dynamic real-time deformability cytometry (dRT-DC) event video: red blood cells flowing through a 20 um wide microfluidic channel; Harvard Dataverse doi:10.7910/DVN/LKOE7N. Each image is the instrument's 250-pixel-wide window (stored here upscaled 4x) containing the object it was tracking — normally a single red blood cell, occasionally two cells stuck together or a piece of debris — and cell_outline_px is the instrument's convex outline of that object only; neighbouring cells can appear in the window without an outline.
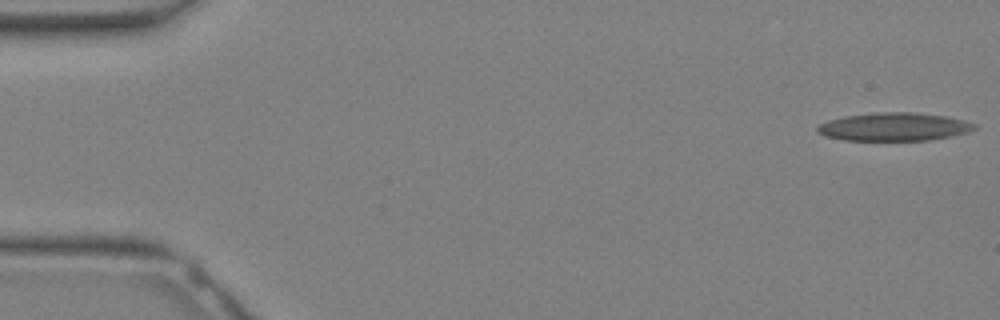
{"species": "Egyptian fruit bat (a non-hibernating species)", "species_latin": "Rousettus aegyptiacus", "temperature_condition": "warm", "stored_images_in_passage": 12, "camera_frame_rate_fps": 3000, "um_per_image_px": 0.085, "animal": {"sex": "female"}, "frame": {"image": 1, "passage_image": 1, "time_ms": 0.0, "image_size_px": [1000, 320], "cell_outline_px": [[976, 128], [968, 132], [928, 140], [844, 140], [824, 136], [816, 132], [816, 128], [820, 124], [828, 120], [844, 116], [876, 112], [912, 112], [944, 116], [964, 120], [976, 124]], "centroid_in_image_um": [75.95, 10.77], "position_along_channel_um": 9.1, "area_um2": 25.66}}
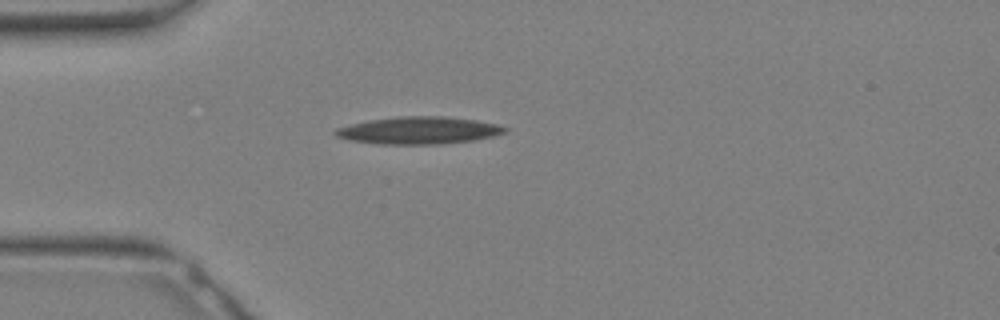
{"frame": {"image": 2, "passage_image": 9, "time_ms": 2.667, "image_size_px": [1000, 320], "cell_outline_px": [[508, 132], [492, 136], [472, 140], [440, 144], [376, 144], [348, 140], [336, 136], [332, 132], [336, 128], [368, 120], [400, 116], [444, 116], [476, 120], [496, 124], [508, 128]], "centroid_in_image_um": [35.57, 11.08], "position_along_channel_um": 49.4, "area_um2": 26.99}}
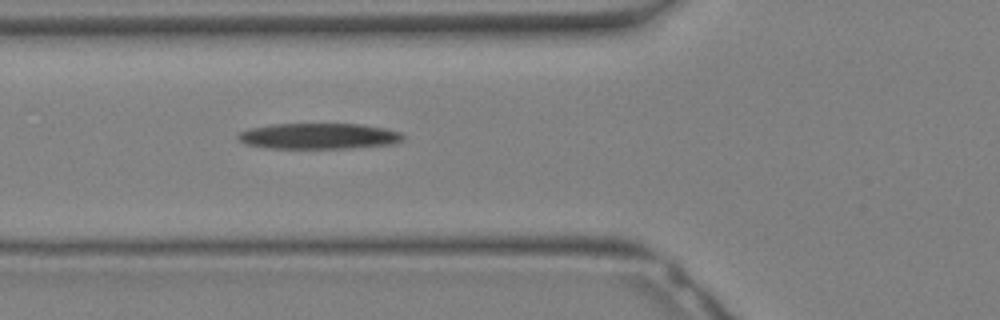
{"frame": {"image": 3, "passage_image": 12, "time_ms": 3.667, "image_size_px": [1000, 320], "cell_outline_px": [[404, 140], [396, 144], [352, 148], [268, 148], [244, 144], [236, 136], [240, 132], [248, 128], [272, 124], [360, 124], [384, 128], [400, 132], [404, 136]], "centroid_in_image_um": [27.11, 11.57], "position_along_channel_um": 98.7, "area_um2": 25.03}}